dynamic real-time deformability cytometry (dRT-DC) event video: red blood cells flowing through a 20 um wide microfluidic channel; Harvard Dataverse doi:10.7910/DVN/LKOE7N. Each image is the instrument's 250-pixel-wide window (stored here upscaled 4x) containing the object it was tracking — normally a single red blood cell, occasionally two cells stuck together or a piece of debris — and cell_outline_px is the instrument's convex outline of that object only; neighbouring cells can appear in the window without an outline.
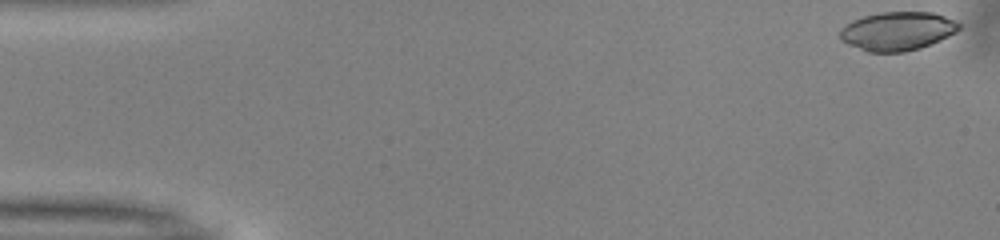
{"species": "common noctule bat (a hibernating species)", "species_latin": "Nyctalus noctula", "temperature_condition": "warm", "stored_images_in_passage": 39, "camera_frame_rate_fps": 3000, "um_per_image_px": 0.085, "animal": {"sex": "male", "body_mass_g": 13.0, "forearm_length_mm": 53.1}, "frame": {"image": 1, "passage_image": 1, "time_ms": 0.0, "image_size_px": [1000, 240], "cell_outline_px": [[960, 28], [956, 32], [940, 40], [920, 48], [904, 52], [868, 52], [848, 44], [840, 40], [840, 28], [852, 20], [864, 16], [880, 12], [932, 12], [956, 20], [960, 24]], "centroid_in_image_um": [76.27, 2.64], "position_along_channel_um": 8.7, "area_um2": 26.88}}
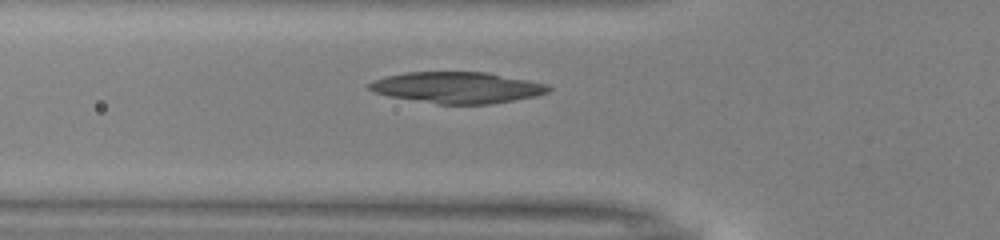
{"frame": {"image": 2, "passage_image": 17, "time_ms": 5.333, "image_size_px": [1000, 240], "cell_outline_px": [[552, 88], [548, 92], [536, 96], [488, 104], [436, 104], [388, 96], [376, 92], [368, 88], [368, 84], [376, 80], [388, 76], [404, 72], [484, 72], [528, 80], [548, 84]], "centroid_in_image_um": [38.88, 7.44], "position_along_channel_um": 86.9, "area_um2": 32.37}}
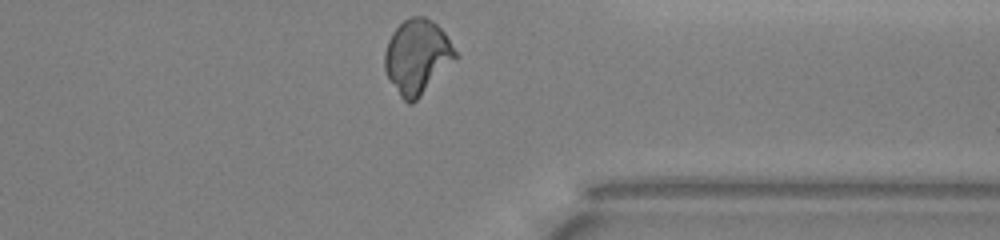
{"frame": {"image": 3, "passage_image": 39, "time_ms": 12.667, "image_size_px": [1000, 240], "cell_outline_px": [[460, 56], [412, 104], [408, 104], [400, 96], [388, 76], [384, 68], [384, 52], [388, 40], [392, 32], [408, 16], [424, 16], [432, 20], [444, 32]], "centroid_in_image_um": [35.47, 4.8], "position_along_channel_um": 375.9, "area_um2": 30.69}}